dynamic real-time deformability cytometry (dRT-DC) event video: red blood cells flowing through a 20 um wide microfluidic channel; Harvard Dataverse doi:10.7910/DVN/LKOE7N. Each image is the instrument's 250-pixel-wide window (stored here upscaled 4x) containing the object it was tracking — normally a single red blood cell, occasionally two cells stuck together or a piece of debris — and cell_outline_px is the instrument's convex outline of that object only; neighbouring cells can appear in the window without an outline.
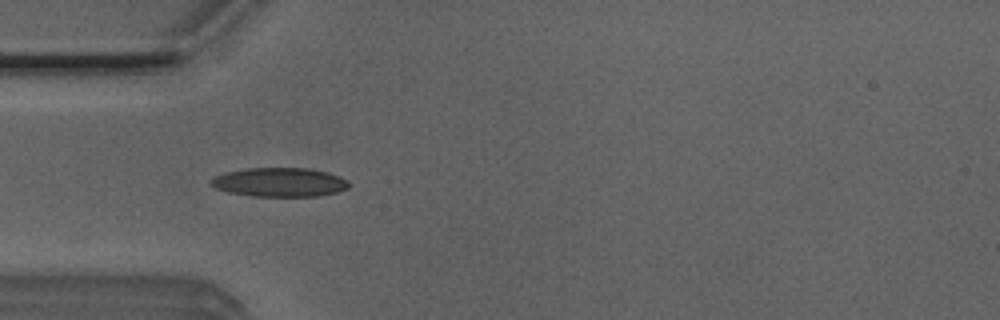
{"species": "Egyptian fruit bat (a non-hibernating species)", "species_latin": "Rousettus aegyptiacus", "temperature_condition": "room temperature", "stored_images_in_passage": 29, "camera_frame_rate_fps": 3000, "um_per_image_px": 0.085, "animal": {"sex": "male"}, "frame": {"image": 1, "passage_image": 1, "time_ms": 0.0, "image_size_px": [1000, 320], "cell_outline_px": [[348, 188], [336, 192], [320, 196], [252, 196], [228, 192], [216, 188], [208, 184], [208, 180], [216, 176], [228, 172], [248, 168], [308, 168], [328, 172], [348, 180]], "centroid_in_image_um": [23.75, 15.49], "position_along_channel_um": 61.2, "area_um2": 23.29}}
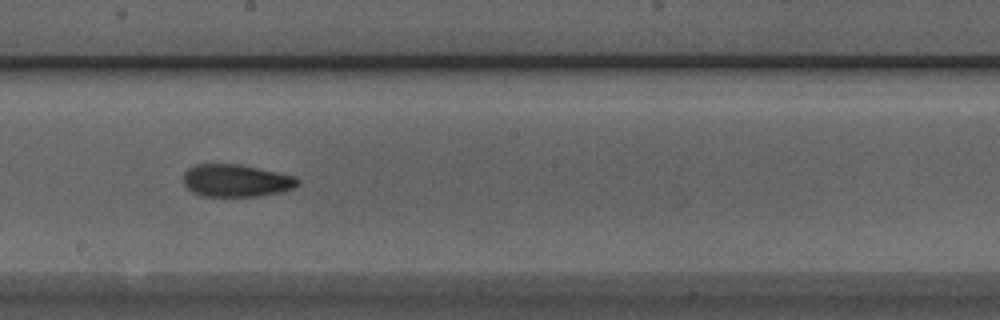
{"frame": {"image": 2, "passage_image": 14, "time_ms": 4.333, "image_size_px": [1000, 320], "cell_outline_px": [[300, 184], [292, 188], [280, 192], [260, 196], [200, 196], [192, 192], [184, 184], [184, 172], [188, 168], [196, 164], [240, 164], [296, 176], [300, 180]], "centroid_in_image_um": [20.08, 15.35], "position_along_channel_um": 228.1, "area_um2": 21.73}}
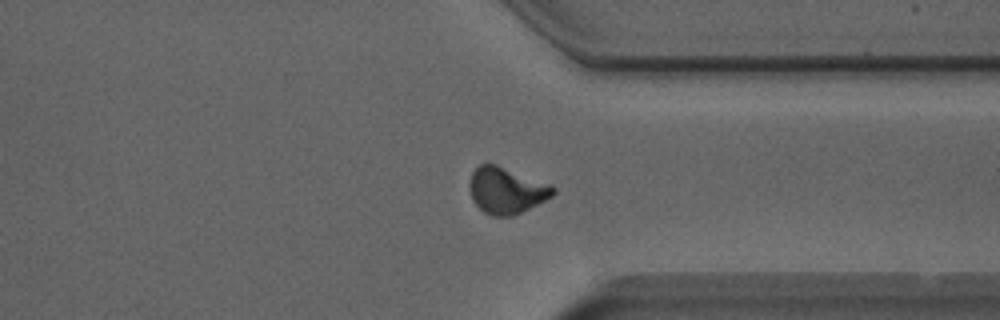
{"frame": {"image": 3, "passage_image": 25, "time_ms": 8.0, "image_size_px": [1000, 320], "cell_outline_px": [[556, 192], [552, 196], [512, 216], [492, 216], [484, 212], [472, 200], [468, 184], [472, 172], [480, 164], [496, 164], [552, 184], [556, 188]], "centroid_in_image_um": [43.04, 16.17], "position_along_channel_um": 368.4, "area_um2": 22.54}, "authors_computed_cell_mechanics": {"area_um2": 21.7328, "velocity_mm_per_s": 3.8781, "shape_relaxation_time_tau1_ms": 9.7715, "shape_relaxation_time_tau2_ms": 2.7088, "deformation_change_tau1": 0.2368, "deformation_change_tau2": 0.0925}}